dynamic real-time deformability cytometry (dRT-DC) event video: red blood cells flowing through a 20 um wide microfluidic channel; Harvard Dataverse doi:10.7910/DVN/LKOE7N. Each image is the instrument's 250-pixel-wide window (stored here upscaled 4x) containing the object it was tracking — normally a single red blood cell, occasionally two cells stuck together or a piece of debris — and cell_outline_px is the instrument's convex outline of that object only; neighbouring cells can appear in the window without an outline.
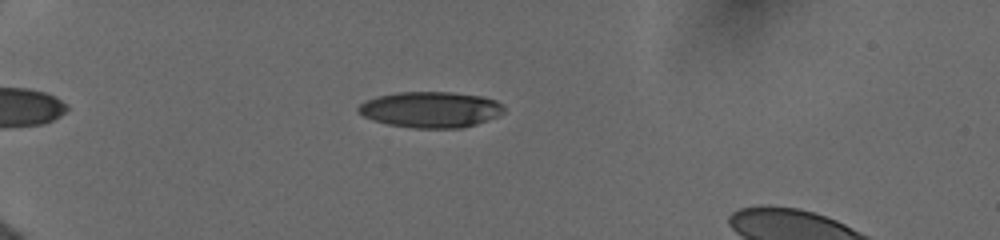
{"species": "human", "species_latin": "Homo sapiens", "temperature_condition": "cold", "stored_images_in_passage": 61, "camera_frame_rate_fps": 3000, "um_per_image_px": 0.085, "donor": {"sex": "female"}, "frame": {"image": 1, "passage_image": 13, "time_ms": 4.0, "image_size_px": [1000, 240], "cell_outline_px": [[504, 112], [500, 116], [476, 124], [460, 128], [412, 128], [388, 124], [372, 120], [364, 116], [356, 108], [360, 104], [376, 96], [400, 92], [452, 92], [484, 96], [496, 100], [504, 104]], "centroid_in_image_um": [36.65, 9.31], "position_along_channel_um": 48.3, "area_um2": 30.69}}
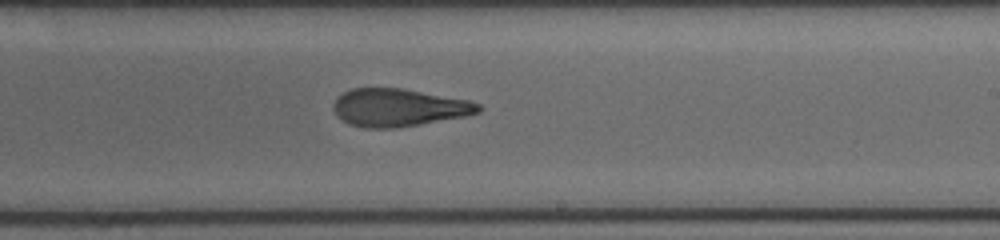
{"frame": {"image": 2, "passage_image": 37, "time_ms": 10.333, "image_size_px": [1000, 240], "cell_outline_px": [[484, 108], [480, 112], [464, 116], [420, 124], [396, 128], [364, 128], [348, 124], [332, 108], [332, 104], [336, 96], [352, 88], [404, 88], [468, 100], [480, 104]], "centroid_in_image_um": [33.88, 9.14], "position_along_channel_um": 255.1, "area_um2": 31.96}}
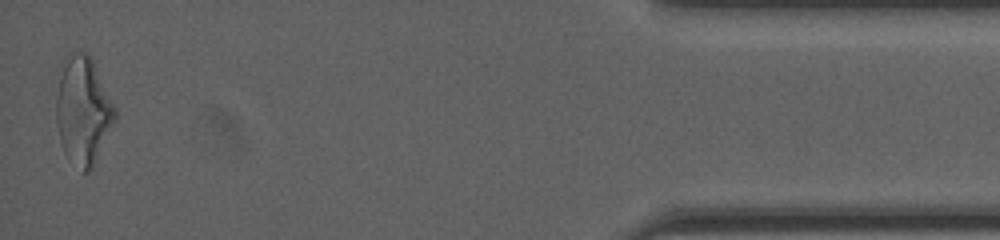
{"frame": {"image": 3, "passage_image": 61, "time_ms": 16.333, "image_size_px": [1000, 240], "cell_outline_px": [[116, 120], [92, 168], [88, 172], [84, 172], [64, 152], [60, 140], [56, 120], [56, 96], [60, 64], [64, 56], [68, 52], [84, 52], [92, 56], [116, 108]], "centroid_in_image_um": [7.05, 9.3], "position_along_channel_um": 428.1, "area_um2": 37.28}, "authors_computed_cell_mechanics": {"area_um2": 32.079, "velocity_mm_per_s": 3.9526, "shape_relaxation_time_tau1_ms": 7.816, "shape_relaxation_time_tau2_ms": 2.5369, "deformation_change_tau1": 0.2444, "deformation_change_tau2": 0.1138}}